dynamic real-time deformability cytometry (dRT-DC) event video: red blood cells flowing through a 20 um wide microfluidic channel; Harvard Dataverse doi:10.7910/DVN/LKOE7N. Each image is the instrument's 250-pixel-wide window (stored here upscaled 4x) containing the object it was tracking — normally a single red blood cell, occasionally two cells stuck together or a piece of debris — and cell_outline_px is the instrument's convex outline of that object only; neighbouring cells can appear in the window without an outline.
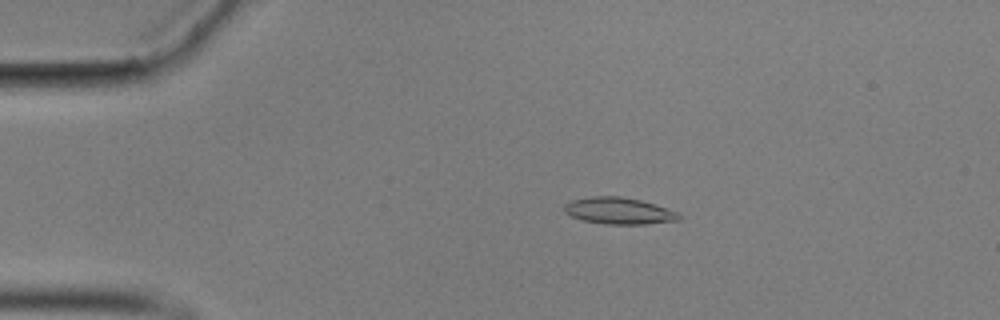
{"species": "common noctule bat (a hibernating species)", "species_latin": "Nyctalus noctula", "temperature_condition": "cold", "stored_images_in_passage": 58, "camera_frame_rate_fps": 3000, "um_per_image_px": 0.085, "animal": {"sex": "male", "body_mass_g": 17.9}, "frame": {"image": 1, "passage_image": 12, "time_ms": 3.667, "image_size_px": [1000, 320], "cell_outline_px": [[684, 216], [680, 220], [644, 224], [604, 224], [584, 220], [572, 216], [564, 212], [564, 204], [572, 200], [592, 196], [620, 196], [640, 200], [680, 212]], "centroid_in_image_um": [52.65, 17.92], "position_along_channel_um": 32.4, "area_um2": 17.86}}
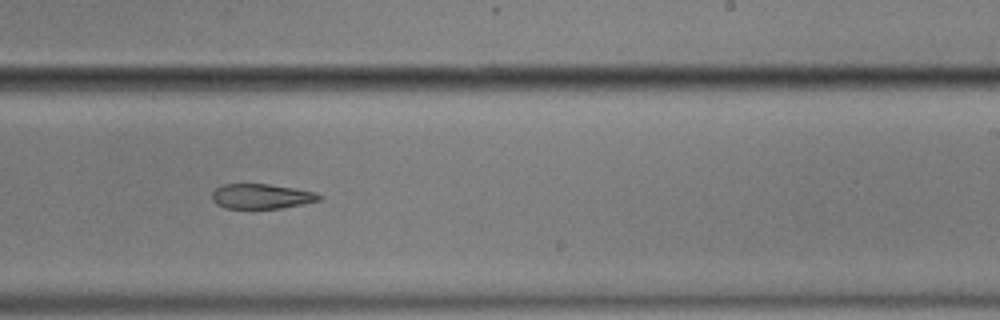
{"frame": {"image": 2, "passage_image": 36, "time_ms": 11.667, "image_size_px": [1000, 320], "cell_outline_px": [[324, 196], [320, 200], [280, 208], [224, 208], [216, 204], [212, 200], [212, 192], [216, 188], [224, 184], [268, 184], [316, 192]], "centroid_in_image_um": [22.2, 16.68], "position_along_channel_um": 266.8, "area_um2": 15.43}}
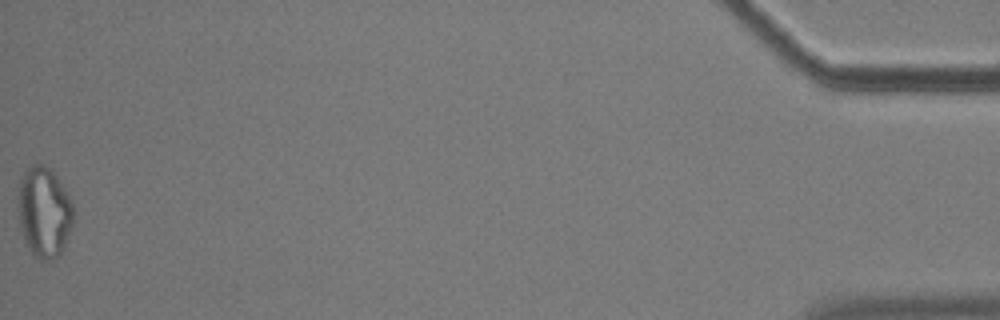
{"frame": {"image": 3, "passage_image": 58, "time_ms": 19.0, "image_size_px": [1000, 320], "cell_outline_px": [[72, 224], [60, 256], [52, 260], [40, 260], [32, 256], [24, 240], [20, 228], [16, 208], [20, 176], [32, 164], [44, 164], [52, 168], [64, 188], [72, 204]], "centroid_in_image_um": [3.7, 18.02], "position_along_channel_um": 431.5, "area_um2": 29.71}}